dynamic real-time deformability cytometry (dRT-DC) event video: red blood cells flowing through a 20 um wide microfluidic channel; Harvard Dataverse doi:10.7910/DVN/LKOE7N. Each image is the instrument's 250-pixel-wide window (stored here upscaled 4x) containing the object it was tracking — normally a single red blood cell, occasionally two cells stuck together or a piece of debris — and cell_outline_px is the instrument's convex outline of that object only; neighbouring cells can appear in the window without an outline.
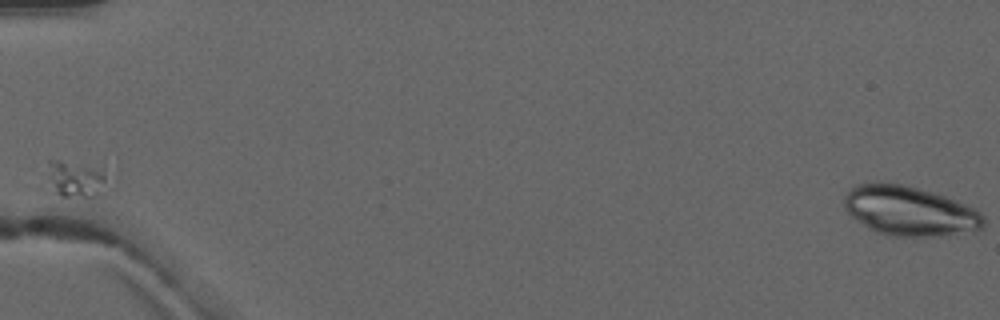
{"species": "common noctule bat (a hibernating species)", "species_latin": "Nyctalus noctula", "temperature_condition": "warm", "stored_images_in_passage": 5, "camera_frame_rate_fps": 3000, "um_per_image_px": 0.085, "animal": {"sex": "male", "forearm_length_mm": 52.5}, "frame": {"image": 1, "passage_image": 1, "time_ms": 0.0, "image_size_px": [1000, 320], "cell_outline_px": [[984, 224], [980, 228], [948, 236], [892, 236], [876, 232], [868, 228], [852, 216], [844, 208], [844, 196], [856, 184], [876, 180], [880, 180], [904, 184], [944, 196], [976, 208], [984, 216]], "centroid_in_image_um": [77.28, 17.91], "position_along_channel_um": 7.7, "area_um2": 40.52}}